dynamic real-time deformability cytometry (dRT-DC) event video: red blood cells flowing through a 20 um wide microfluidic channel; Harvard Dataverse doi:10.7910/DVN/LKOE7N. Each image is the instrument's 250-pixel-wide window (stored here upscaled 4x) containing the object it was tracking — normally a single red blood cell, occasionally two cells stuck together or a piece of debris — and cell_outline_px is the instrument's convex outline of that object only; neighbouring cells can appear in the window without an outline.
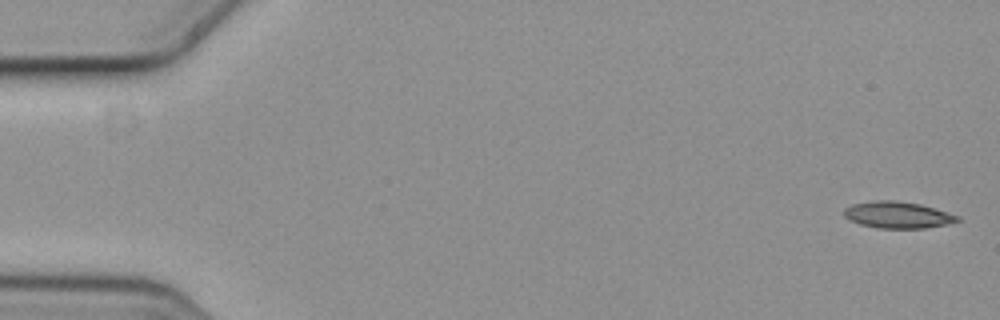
{"species": "common noctule bat (a hibernating species)", "species_latin": "Nyctalus noctula", "temperature_condition": "cold", "stored_images_in_passage": 3, "camera_frame_rate_fps": 3000, "um_per_image_px": 0.085, "animal": {"sex": "female", "body_mass_g": 19.3, "forearm_length_mm": 54.1}, "frame": {"image": 1, "passage_image": 1, "time_ms": 0.0, "image_size_px": [1000, 320], "cell_outline_px": [[960, 220], [944, 224], [924, 228], [876, 228], [860, 224], [844, 216], [844, 208], [852, 204], [876, 200], [892, 200], [920, 204], [960, 216]], "centroid_in_image_um": [76.27, 18.26], "position_along_channel_um": 8.7, "area_um2": 17.34}}